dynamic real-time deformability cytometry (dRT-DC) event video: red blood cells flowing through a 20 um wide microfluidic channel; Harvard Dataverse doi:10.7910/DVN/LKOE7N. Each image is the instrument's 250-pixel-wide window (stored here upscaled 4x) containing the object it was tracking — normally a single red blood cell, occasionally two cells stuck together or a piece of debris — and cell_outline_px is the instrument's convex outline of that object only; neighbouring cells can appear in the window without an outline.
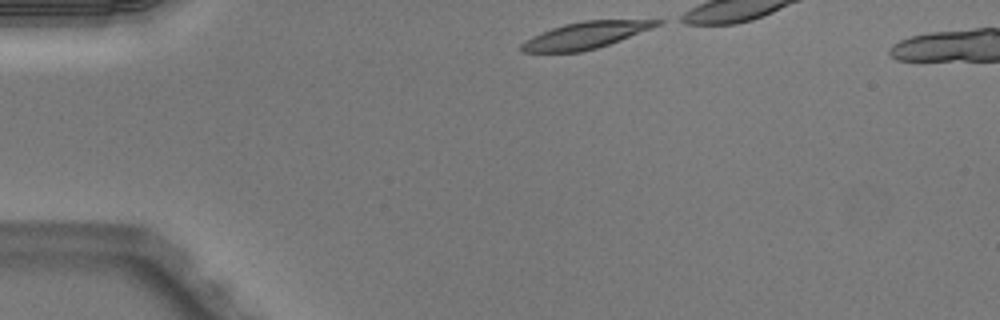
{"species": "Egyptian fruit bat (a non-hibernating species)", "species_latin": "Rousettus aegyptiacus", "temperature_condition": "warm", "stored_images_in_passage": 25, "camera_frame_rate_fps": 3000, "um_per_image_px": 0.085, "animal": {"sex": "male"}, "frame": {"image": 1, "passage_image": 1, "time_ms": 0.0, "image_size_px": [1000, 320], "cell_outline_px": [[664, 20], [660, 24], [652, 28], [620, 40], [596, 48], [580, 52], [520, 52], [520, 44], [524, 40], [540, 32], [564, 24], [584, 20]], "centroid_in_image_um": [49.71, 3.0], "position_along_channel_um": 35.3, "area_um2": 20.98}}
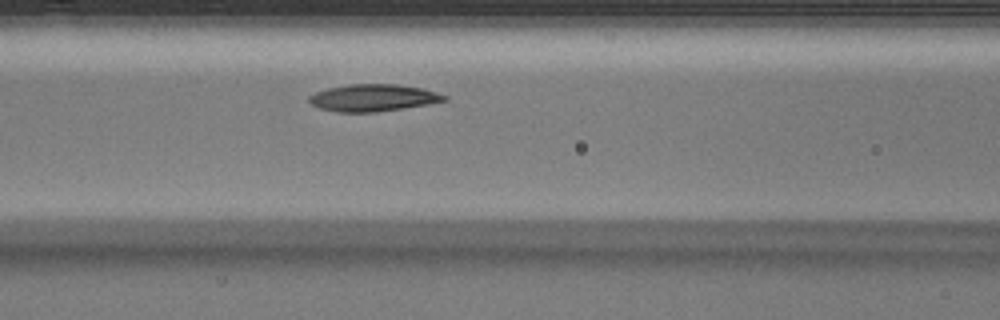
{"frame": {"image": 2, "passage_image": 12, "time_ms": 3.667, "image_size_px": [1000, 320], "cell_outline_px": [[448, 100], [428, 104], [404, 108], [376, 112], [336, 112], [320, 108], [312, 104], [308, 100], [308, 96], [316, 92], [328, 88], [348, 84], [396, 84], [420, 88], [448, 96]], "centroid_in_image_um": [31.7, 8.31], "position_along_channel_um": 134.9, "area_um2": 21.21}}
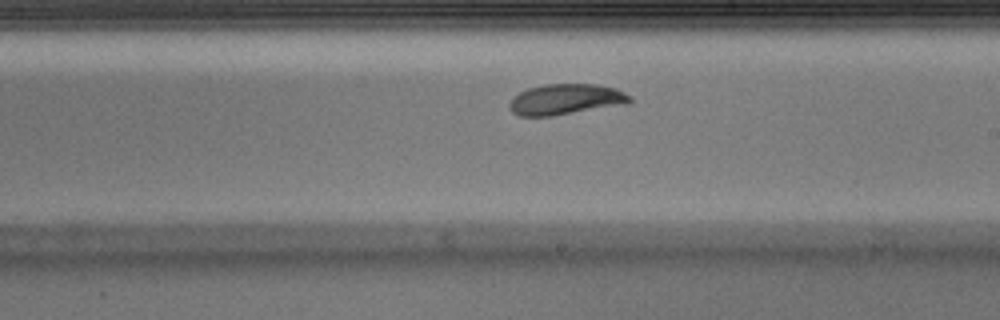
{"frame": {"image": 3, "passage_image": 20, "time_ms": 6.333, "image_size_px": [1000, 320], "cell_outline_px": [[632, 100], [628, 104], [552, 116], [520, 116], [512, 112], [508, 108], [508, 104], [512, 96], [528, 88], [544, 84], [596, 84], [616, 88], [632, 96]], "centroid_in_image_um": [48.08, 8.44], "position_along_channel_um": 240.9, "area_um2": 21.85}}